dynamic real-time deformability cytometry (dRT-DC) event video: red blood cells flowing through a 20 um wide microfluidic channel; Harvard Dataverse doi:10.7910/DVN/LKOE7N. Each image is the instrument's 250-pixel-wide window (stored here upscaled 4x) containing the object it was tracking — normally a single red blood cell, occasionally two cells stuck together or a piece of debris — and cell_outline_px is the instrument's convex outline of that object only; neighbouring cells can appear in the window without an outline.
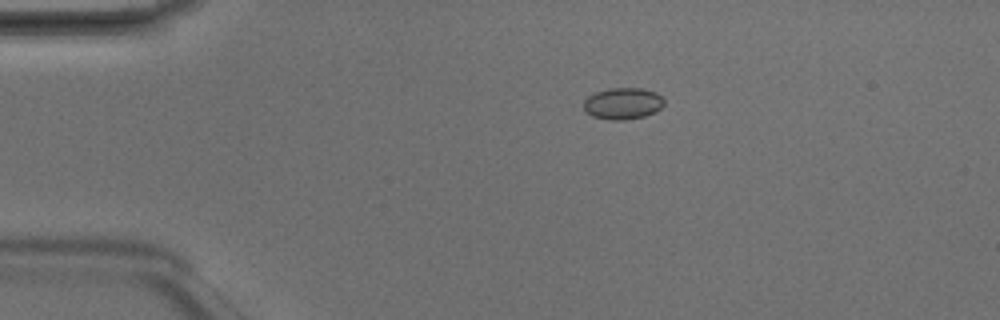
{"species": "Egyptian fruit bat (a non-hibernating species)", "species_latin": "Rousettus aegyptiacus", "temperature_condition": "room temperature", "stored_images_in_passage": 4, "camera_frame_rate_fps": 3000, "um_per_image_px": 0.085, "animal": {"sex": "male"}, "frame": {"image": 1, "passage_image": 3, "time_ms": 0.667, "image_size_px": [1000, 320], "cell_outline_px": [[664, 104], [656, 112], [644, 116], [624, 120], [608, 120], [592, 116], [584, 112], [584, 100], [588, 96], [596, 92], [608, 88], [640, 88], [656, 92], [664, 100]], "centroid_in_image_um": [52.92, 8.8], "position_along_channel_um": 32.1, "area_um2": 14.91}}